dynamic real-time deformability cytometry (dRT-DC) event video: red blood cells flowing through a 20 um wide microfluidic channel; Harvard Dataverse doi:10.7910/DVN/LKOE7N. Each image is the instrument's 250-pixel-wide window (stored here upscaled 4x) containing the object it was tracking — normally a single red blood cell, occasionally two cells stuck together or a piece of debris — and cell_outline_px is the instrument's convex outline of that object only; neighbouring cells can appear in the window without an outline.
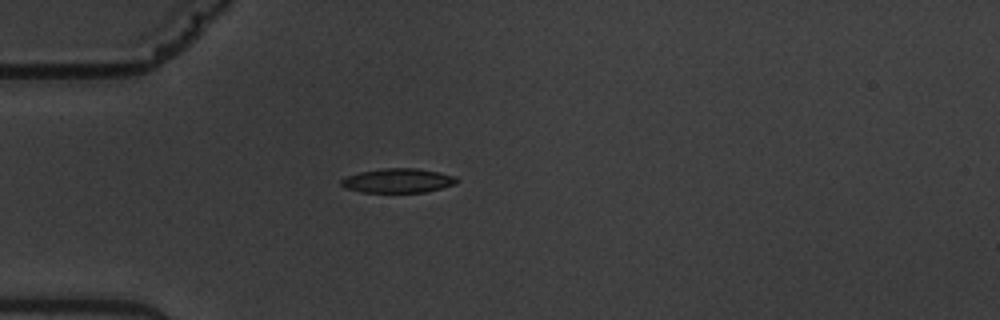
{"species": "common noctule bat (a hibernating species)", "species_latin": "Nyctalus noctula", "temperature_condition": "warm", "stored_images_in_passage": 2, "camera_frame_rate_fps": 3000, "um_per_image_px": 0.085, "animal": {"sex": "male", "body_mass_g": 19.5, "forearm_length_mm": 54.6}, "frame": {"image": 1, "passage_image": 1, "time_ms": 0.0, "image_size_px": [1000, 320], "cell_outline_px": [[460, 180], [456, 184], [424, 192], [364, 192], [344, 188], [340, 184], [340, 180], [348, 176], [360, 172], [384, 168], [416, 168], [440, 172], [456, 176]], "centroid_in_image_um": [33.85, 15.35], "position_along_channel_um": 51.1, "area_um2": 16.36}}